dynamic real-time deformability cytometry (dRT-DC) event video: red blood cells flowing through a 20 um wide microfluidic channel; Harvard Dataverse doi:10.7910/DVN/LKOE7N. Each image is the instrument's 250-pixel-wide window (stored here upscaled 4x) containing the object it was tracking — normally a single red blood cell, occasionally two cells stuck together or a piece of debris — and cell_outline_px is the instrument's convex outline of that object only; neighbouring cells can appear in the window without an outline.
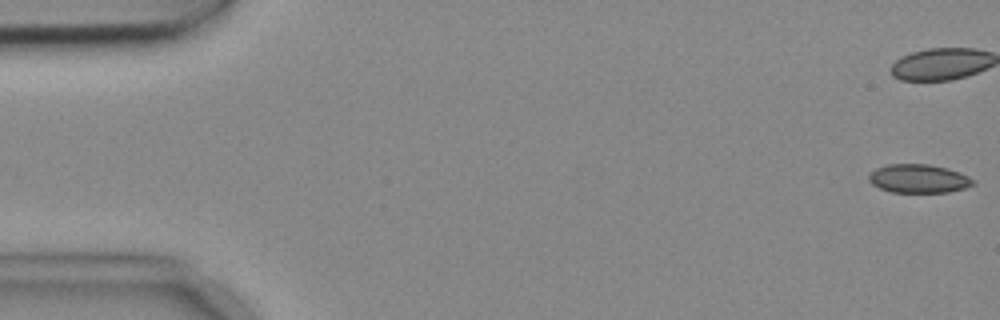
{"species": "common noctule bat (a hibernating species)", "species_latin": "Nyctalus noctula", "temperature_condition": "cold", "stored_images_in_passage": 7, "camera_frame_rate_fps": 3000, "um_per_image_px": 0.085, "animal": {"sex": "female", "body_mass_g": 18.4}, "frame": {"image": 1, "passage_image": 1, "time_ms": 0.0, "image_size_px": [1000, 320], "cell_outline_px": [[976, 184], [964, 188], [948, 192], [892, 192], [880, 188], [872, 184], [868, 180], [868, 176], [876, 168], [888, 164], [928, 164], [948, 168], [960, 172], [976, 180]], "centroid_in_image_um": [78.11, 15.18], "position_along_channel_um": 6.9, "area_um2": 17.46}}